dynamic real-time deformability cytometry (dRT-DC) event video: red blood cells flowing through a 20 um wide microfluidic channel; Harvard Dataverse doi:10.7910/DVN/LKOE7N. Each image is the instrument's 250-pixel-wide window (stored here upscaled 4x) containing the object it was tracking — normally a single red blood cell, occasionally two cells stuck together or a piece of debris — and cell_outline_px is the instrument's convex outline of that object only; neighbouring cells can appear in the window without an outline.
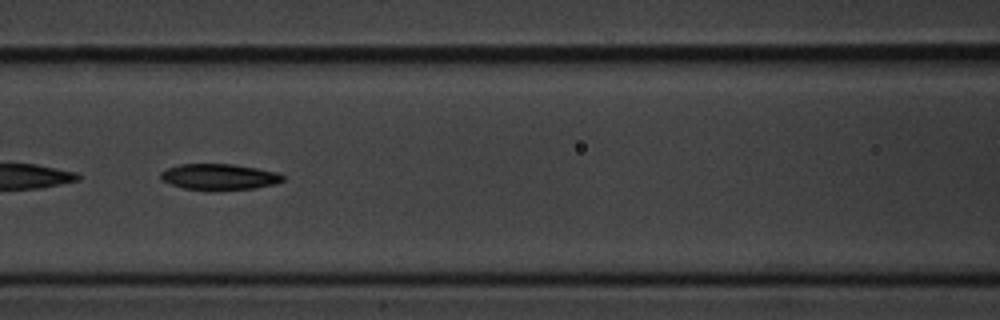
{"species": "common noctule bat (a hibernating species)", "species_latin": "Nyctalus noctula", "temperature_condition": "cold", "stored_images_in_passage": 54, "camera_frame_rate_fps": 3000, "um_per_image_px": 0.085, "animal": {"sex": "male", "body_mass_g": 20.1, "forearm_length_mm": 53.5}, "frame": {"image": 1, "passage_image": 24, "time_ms": 7.667, "image_size_px": [1000, 320], "cell_outline_px": [[284, 180], [276, 184], [252, 188], [212, 192], [184, 188], [160, 180], [160, 172], [168, 168], [180, 164], [232, 164], [280, 172], [284, 176]], "centroid_in_image_um": [18.64, 15.05], "position_along_channel_um": 148.0, "area_um2": 18.9}}
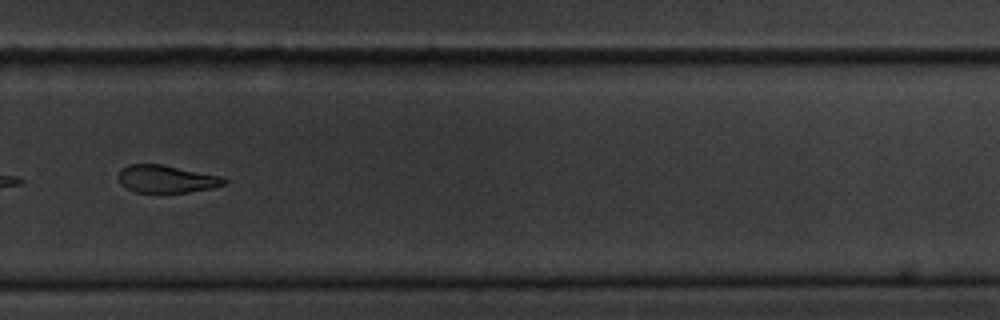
{"frame": {"image": 2, "passage_image": 38, "time_ms": 12.333, "image_size_px": [1000, 320], "cell_outline_px": [[228, 180], [224, 184], [212, 188], [188, 192], [136, 192], [120, 184], [116, 176], [120, 168], [128, 164], [160, 164], [220, 176]], "centroid_in_image_um": [14.08, 15.2], "position_along_channel_um": 315.7, "area_um2": 16.94}}
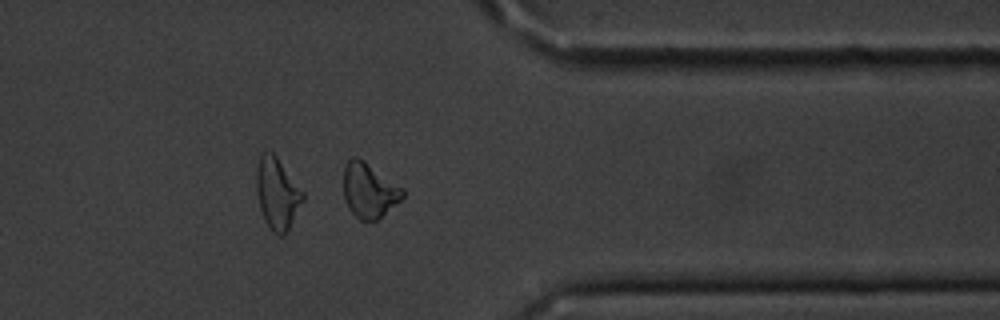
{"frame": {"image": 3, "passage_image": 44, "time_ms": 14.333, "image_size_px": [1000, 320], "cell_outline_px": [[404, 196], [400, 200], [376, 220], [360, 220], [348, 208], [344, 200], [344, 164], [352, 156], [356, 156], [364, 160], [404, 188]], "centroid_in_image_um": [31.36, 16.15], "position_along_channel_um": 380.0, "area_um2": 18.84}, "authors_computed_cell_mechanics": {"area_um2": 19.2763, "velocity_mm_per_s": 3.6129, "shape_relaxation_time_tau1_ms": 4.6874, "shape_relaxation_time_tau2_ms": 5.9152, "deformation_change_tau1": 0.1372, "deformation_change_tau2": 0.1396}}